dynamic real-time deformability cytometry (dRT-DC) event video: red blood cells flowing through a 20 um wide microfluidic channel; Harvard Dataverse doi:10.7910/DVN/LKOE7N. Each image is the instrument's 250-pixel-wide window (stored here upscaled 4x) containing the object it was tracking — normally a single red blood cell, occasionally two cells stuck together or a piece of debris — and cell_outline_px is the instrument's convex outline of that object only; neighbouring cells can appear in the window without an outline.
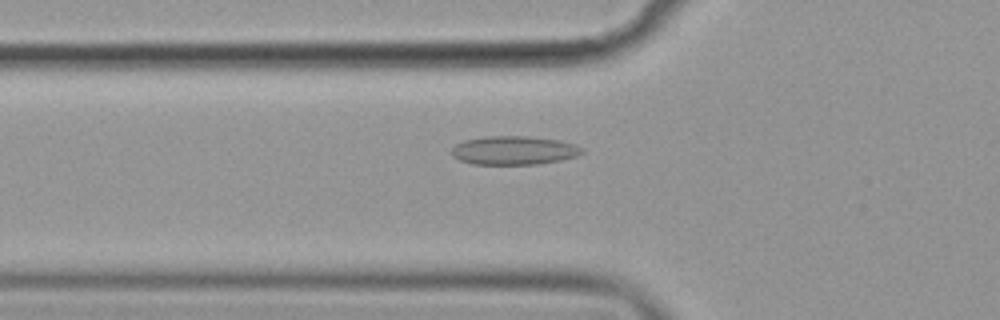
{"species": "common noctule bat (a hibernating species)", "species_latin": "Nyctalus noctula", "temperature_condition": "cold", "stored_images_in_passage": 56, "camera_frame_rate_fps": 3000, "um_per_image_px": 0.085, "animal": {"sex": "female", "body_mass_g": 19.9}, "frame": {"image": 1, "passage_image": 20, "time_ms": 6.333, "image_size_px": [1000, 320], "cell_outline_px": [[584, 152], [576, 156], [560, 160], [536, 164], [472, 164], [460, 160], [452, 156], [452, 148], [456, 144], [464, 140], [484, 136], [528, 136], [560, 140], [584, 148]], "centroid_in_image_um": [43.67, 12.77], "position_along_channel_um": 82.1, "area_um2": 21.79}}
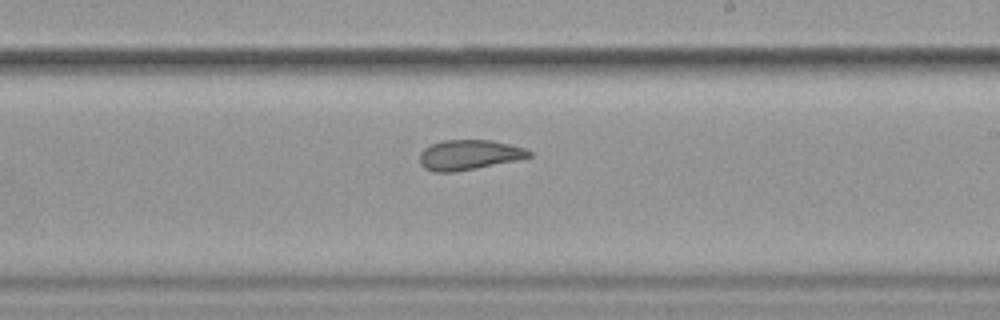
{"frame": {"image": 2, "passage_image": 34, "time_ms": 11.0, "image_size_px": [1000, 320], "cell_outline_px": [[532, 156], [516, 160], [456, 172], [432, 172], [424, 168], [420, 164], [420, 152], [424, 148], [432, 144], [444, 140], [492, 140], [524, 148], [532, 152]], "centroid_in_image_um": [39.83, 13.17], "position_along_channel_um": 249.2, "area_um2": 19.07}}
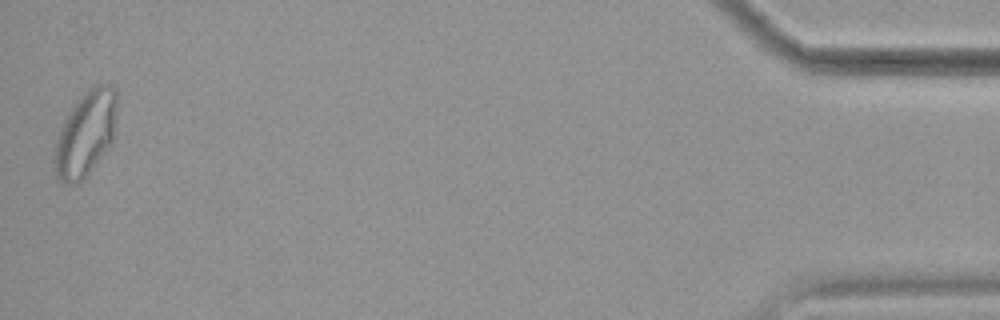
{"frame": {"image": 3, "passage_image": 56, "time_ms": 18.333, "image_size_px": [1000, 320], "cell_outline_px": [[116, 108], [112, 140], [88, 172], [80, 180], [68, 184], [64, 184], [56, 176], [52, 160], [56, 140], [60, 128], [64, 120], [80, 96], [88, 88], [96, 84], [112, 84], [116, 92]], "centroid_in_image_um": [7.23, 11.33], "position_along_channel_um": 428.0, "area_um2": 30.35}, "authors_computed_cell_mechanics": {"area_um2": 22.0507, "velocity_mm_per_s": 3.5796, "shape_relaxation_time_tau1_ms": null, "shape_relaxation_time_tau2_ms": 0.9079, "deformation_change_tau1": null, "deformation_change_tau2": 0.0606}}